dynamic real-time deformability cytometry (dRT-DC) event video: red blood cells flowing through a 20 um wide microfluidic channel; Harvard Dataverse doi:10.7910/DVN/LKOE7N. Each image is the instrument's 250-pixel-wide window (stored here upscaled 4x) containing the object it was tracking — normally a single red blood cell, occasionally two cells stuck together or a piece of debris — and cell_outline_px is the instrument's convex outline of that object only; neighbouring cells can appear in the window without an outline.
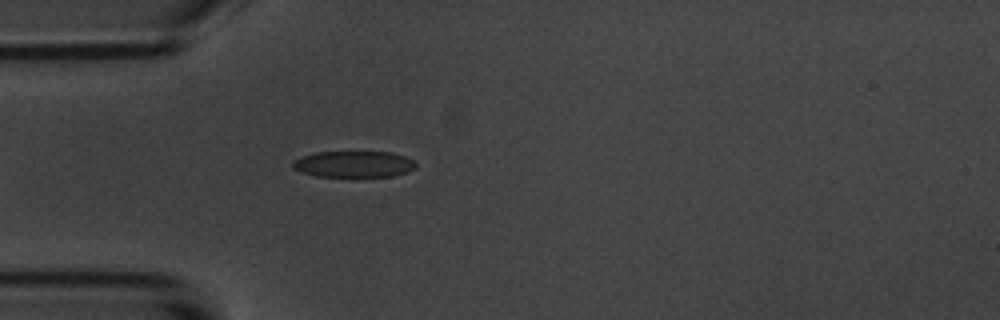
{"species": "common noctule bat (a hibernating species)", "species_latin": "Nyctalus noctula", "temperature_condition": "room temperature", "stored_images_in_passage": 5, "camera_frame_rate_fps": 3000, "um_per_image_px": 0.085, "animal": {"sex": "male", "body_mass_g": 20.1, "forearm_length_mm": 53.5}, "frame": {"image": 1, "passage_image": 5, "time_ms": 4.667, "image_size_px": [1000, 320], "cell_outline_px": [[416, 168], [408, 172], [392, 176], [316, 176], [292, 168], [292, 160], [300, 156], [316, 152], [392, 152], [404, 156], [412, 160], [416, 164]], "centroid_in_image_um": [30.06, 13.94], "position_along_channel_um": 54.9, "area_um2": 18.84}}